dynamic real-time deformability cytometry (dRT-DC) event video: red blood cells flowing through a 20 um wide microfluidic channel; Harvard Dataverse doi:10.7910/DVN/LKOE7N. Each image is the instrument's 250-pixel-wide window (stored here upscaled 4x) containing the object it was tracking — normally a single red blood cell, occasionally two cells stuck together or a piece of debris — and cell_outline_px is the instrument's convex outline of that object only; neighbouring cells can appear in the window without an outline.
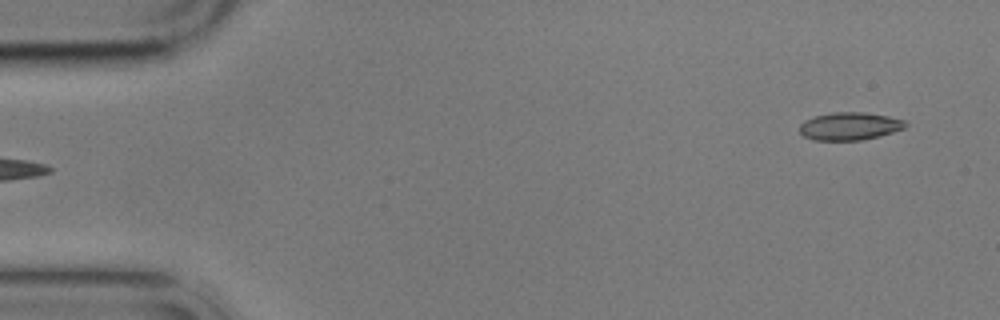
{"species": "common noctule bat (a hibernating species)", "species_latin": "Nyctalus noctula", "temperature_condition": "cold", "stored_images_in_passage": 6, "camera_frame_rate_fps": 3000, "um_per_image_px": 0.085, "animal": {"sex": "male", "body_mass_g": 17.9}, "frame": {"image": 1, "passage_image": 1, "time_ms": 0.0, "image_size_px": [1000, 320], "cell_outline_px": [[908, 124], [904, 128], [880, 136], [860, 140], [812, 140], [804, 136], [800, 132], [800, 124], [804, 120], [816, 116], [832, 112], [864, 112], [888, 116], [904, 120]], "centroid_in_image_um": [72.21, 10.72], "position_along_channel_um": 12.8, "area_um2": 17.11}}
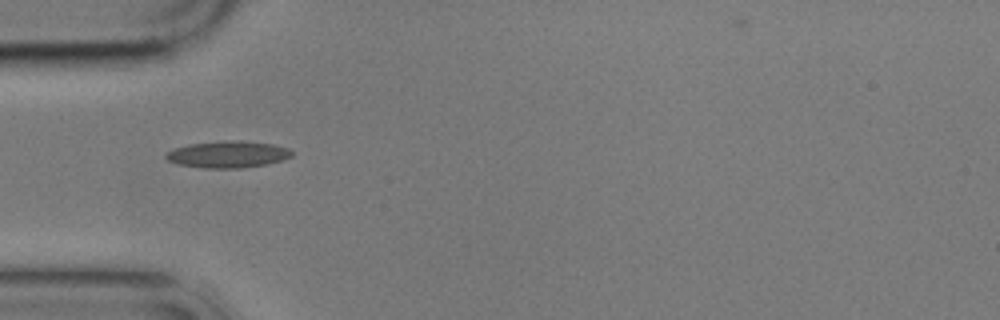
{"frame": {"image": 2, "passage_image": 5, "time_ms": 4.667, "image_size_px": [1000, 320], "cell_outline_px": [[292, 156], [284, 160], [268, 164], [240, 168], [204, 168], [176, 164], [168, 160], [164, 156], [168, 152], [176, 148], [188, 144], [232, 140], [240, 140], [272, 144], [288, 148], [292, 152]], "centroid_in_image_um": [19.39, 13.13], "position_along_channel_um": 65.6, "area_um2": 19.59}}
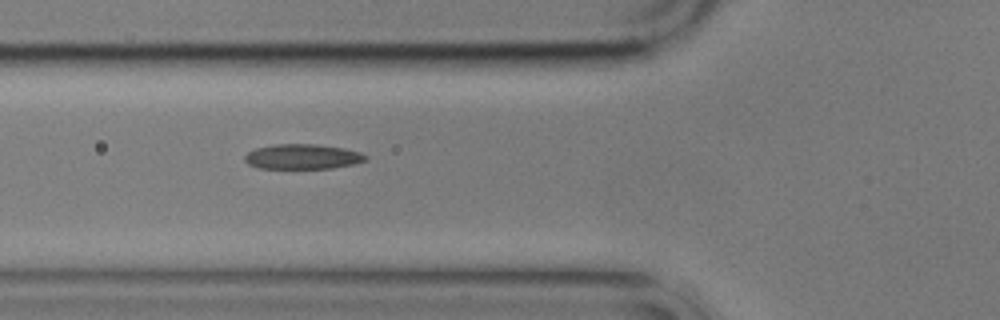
{"frame": {"image": 3, "passage_image": 6, "time_ms": 5.667, "image_size_px": [1000, 320], "cell_outline_px": [[368, 160], [352, 164], [332, 168], [260, 168], [248, 164], [244, 160], [244, 156], [248, 152], [256, 148], [276, 144], [316, 144], [344, 148], [360, 152], [368, 156]], "centroid_in_image_um": [25.73, 13.31], "position_along_channel_um": 100.1, "area_um2": 17.57}}